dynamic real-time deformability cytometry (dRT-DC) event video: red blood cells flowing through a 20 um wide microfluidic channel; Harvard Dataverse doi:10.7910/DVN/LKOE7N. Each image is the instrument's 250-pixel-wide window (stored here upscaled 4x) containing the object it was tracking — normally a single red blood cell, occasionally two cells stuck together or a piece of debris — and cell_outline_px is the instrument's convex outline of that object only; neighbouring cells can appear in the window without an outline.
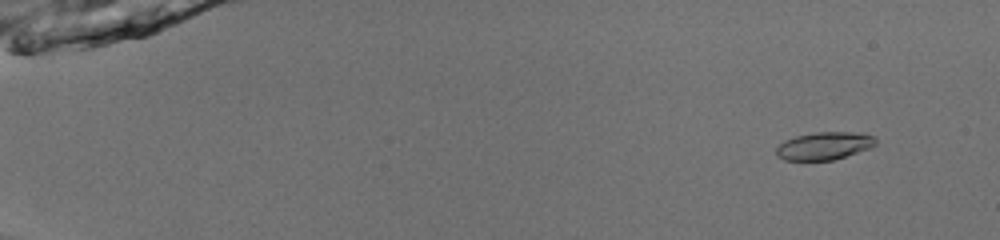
{"species": "common noctule bat (a hibernating species)", "species_latin": "Nyctalus noctula", "temperature_condition": "room temperature", "stored_images_in_passage": 51, "camera_frame_rate_fps": 3000, "um_per_image_px": 0.085, "animal": {"sex": "male", "body_mass_g": 13.0, "forearm_length_mm": 53.1}, "frame": {"image": 1, "passage_image": 5, "time_ms": 1.333, "image_size_px": [1000, 240], "cell_outline_px": [[876, 144], [868, 148], [832, 160], [784, 160], [776, 156], [776, 148], [784, 140], [796, 136], [816, 132], [848, 132], [872, 136], [876, 140]], "centroid_in_image_um": [69.98, 12.4], "position_along_channel_um": 15.0, "area_um2": 15.72}}
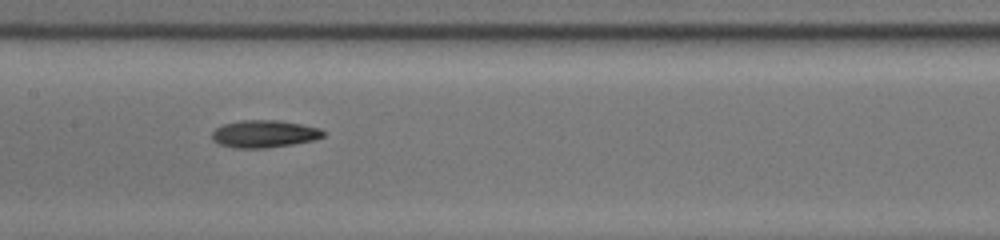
{"frame": {"image": 2, "passage_image": 29, "time_ms": 9.333, "image_size_px": [1000, 240], "cell_outline_px": [[324, 136], [312, 140], [292, 144], [264, 148], [232, 148], [220, 144], [212, 140], [212, 132], [216, 128], [224, 124], [240, 120], [280, 120], [320, 128], [324, 132]], "centroid_in_image_um": [22.43, 11.37], "position_along_channel_um": 185.0, "area_um2": 17.69}}
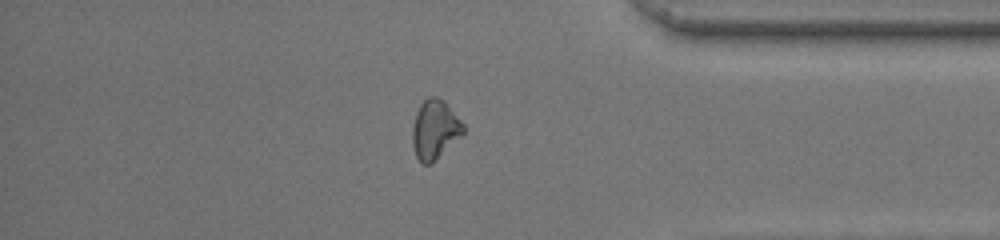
{"frame": {"image": 3, "passage_image": 46, "time_ms": 15.0, "image_size_px": [1000, 240], "cell_outline_px": [[464, 132], [432, 164], [420, 164], [416, 156], [412, 144], [412, 128], [416, 112], [420, 104], [428, 96], [436, 96], [444, 100], [464, 124]], "centroid_in_image_um": [36.94, 11.01], "position_along_channel_um": 398.3, "area_um2": 17.63}}